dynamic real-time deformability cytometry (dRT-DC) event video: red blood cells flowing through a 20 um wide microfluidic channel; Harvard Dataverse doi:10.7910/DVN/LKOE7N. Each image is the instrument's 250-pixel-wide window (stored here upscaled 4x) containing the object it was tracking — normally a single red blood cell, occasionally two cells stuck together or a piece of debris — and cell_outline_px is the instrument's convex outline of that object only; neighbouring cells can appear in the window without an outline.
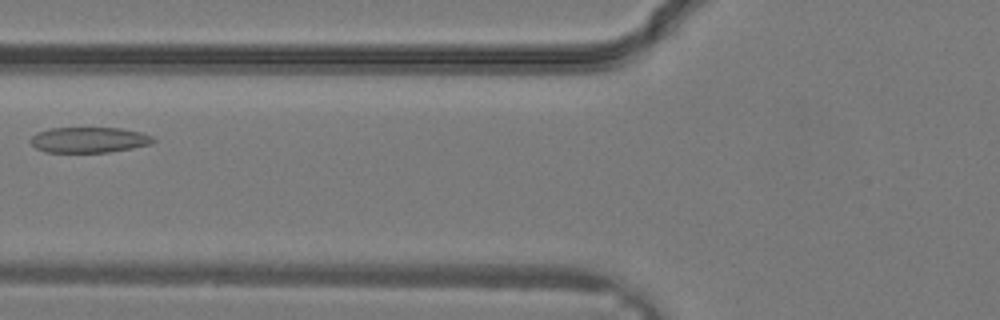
{"species": "common noctule bat (a hibernating species)", "species_latin": "Nyctalus noctula", "temperature_condition": "warm", "stored_images_in_passage": 23, "camera_frame_rate_fps": 3000, "um_per_image_px": 0.085, "animal": {"sex": "male", "body_mass_g": 19.2, "forearm_length_mm": 51.8}, "frame": {"image": 1, "passage_image": 4, "time_ms": 1.0, "image_size_px": [1000, 320], "cell_outline_px": [[156, 140], [152, 144], [132, 148], [108, 152], [44, 152], [36, 148], [28, 140], [36, 132], [48, 128], [120, 128], [140, 132], [152, 136]], "centroid_in_image_um": [7.54, 11.89], "position_along_channel_um": 118.3, "area_um2": 18.38}}
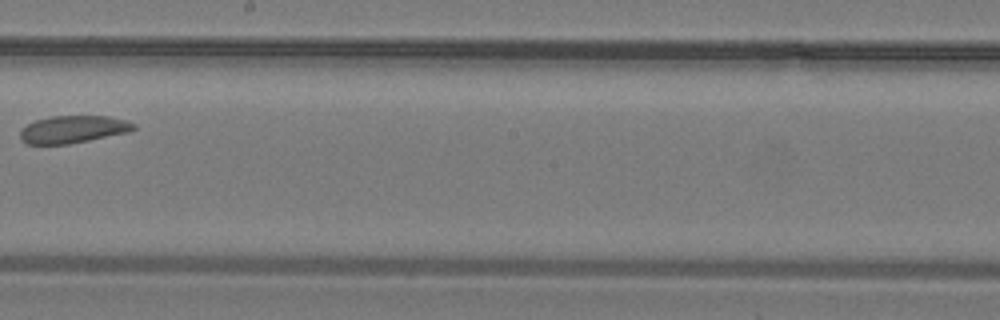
{"frame": {"image": 2, "passage_image": 10, "time_ms": 3.0, "image_size_px": [1000, 320], "cell_outline_px": [[136, 128], [128, 132], [68, 144], [28, 144], [20, 140], [20, 132], [28, 124], [36, 120], [52, 116], [108, 116], [124, 120], [136, 124]], "centroid_in_image_um": [6.2, 10.99], "position_along_channel_um": 242.0, "area_um2": 17.92}}
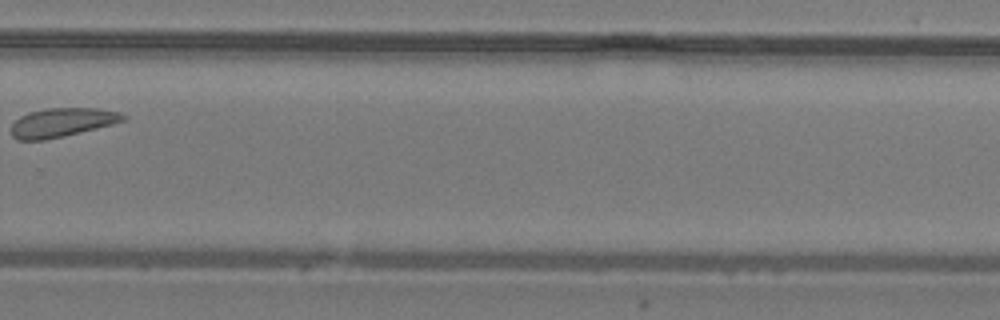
{"frame": {"image": 3, "passage_image": 14, "time_ms": 4.333, "image_size_px": [1000, 320], "cell_outline_px": [[128, 116], [124, 120], [112, 124], [64, 136], [44, 140], [16, 140], [12, 136], [12, 124], [20, 116], [28, 112], [44, 108], [96, 108], [120, 112]], "centroid_in_image_um": [5.25, 10.4], "position_along_channel_um": 324.5, "area_um2": 18.84}}